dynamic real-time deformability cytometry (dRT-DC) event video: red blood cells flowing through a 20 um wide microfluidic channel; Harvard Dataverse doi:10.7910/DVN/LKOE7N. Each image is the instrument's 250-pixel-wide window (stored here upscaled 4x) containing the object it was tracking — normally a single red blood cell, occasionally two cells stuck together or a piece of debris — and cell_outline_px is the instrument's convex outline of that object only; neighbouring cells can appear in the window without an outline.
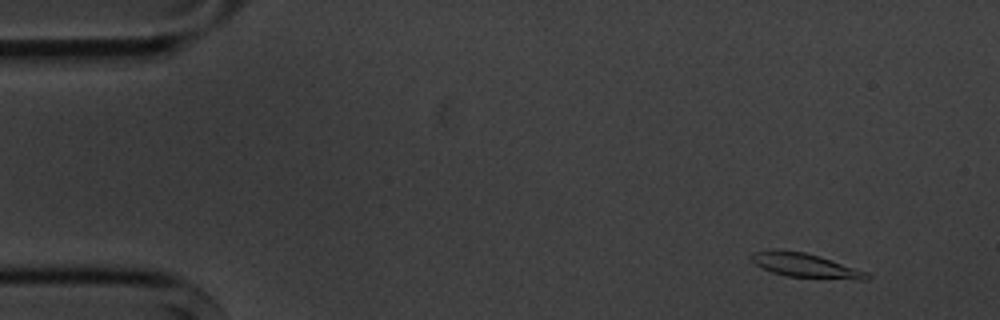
{"species": "common noctule bat (a hibernating species)", "species_latin": "Nyctalus noctula", "temperature_condition": "cold", "stored_images_in_passage": 10, "camera_frame_rate_fps": 3000, "um_per_image_px": 0.085, "animal": {"sex": "male", "body_mass_g": 20.1, "forearm_length_mm": 53.5}, "frame": {"image": 1, "passage_image": 2, "time_ms": 1.0, "image_size_px": [1000, 320], "cell_outline_px": [[872, 276], [868, 280], [856, 280], [788, 276], [772, 272], [756, 264], [748, 256], [752, 252], [768, 248], [776, 248], [804, 252], [820, 256], [868, 272]], "centroid_in_image_um": [68.44, 22.54], "position_along_channel_um": 16.6, "area_um2": 16.59}}
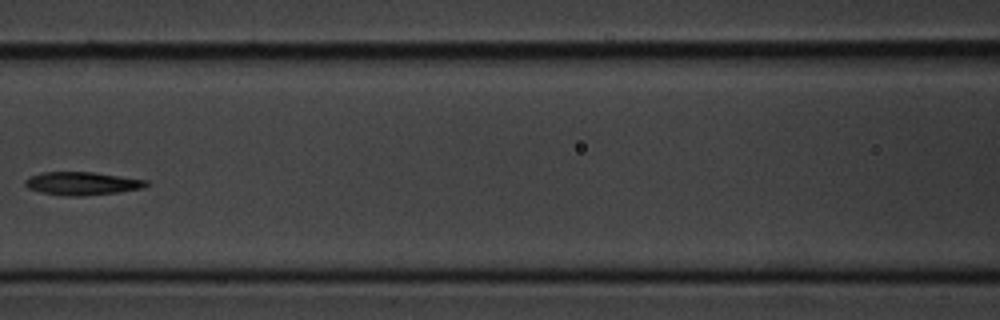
{"frame": {"image": 2, "passage_image": 7, "time_ms": 7.667, "image_size_px": [1000, 320], "cell_outline_px": [[148, 184], [144, 188], [120, 192], [84, 196], [68, 196], [40, 192], [28, 188], [24, 184], [24, 180], [28, 176], [44, 172], [92, 172], [148, 180]], "centroid_in_image_um": [6.97, 15.6], "position_along_channel_um": 159.6, "area_um2": 16.42}}
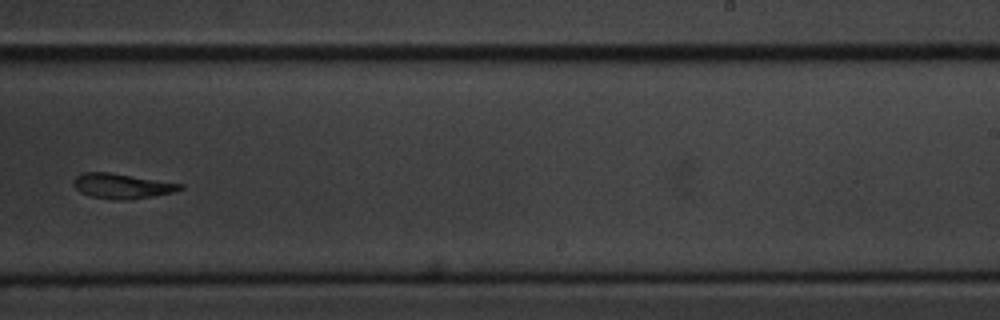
{"frame": {"image": 3, "passage_image": 10, "time_ms": 11.0, "image_size_px": [1000, 320], "cell_outline_px": [[184, 188], [172, 192], [152, 196], [128, 200], [112, 200], [88, 196], [80, 192], [72, 184], [72, 180], [76, 176], [84, 172], [108, 172], [184, 184]], "centroid_in_image_um": [10.32, 15.82], "position_along_channel_um": 278.7, "area_um2": 15.61}}